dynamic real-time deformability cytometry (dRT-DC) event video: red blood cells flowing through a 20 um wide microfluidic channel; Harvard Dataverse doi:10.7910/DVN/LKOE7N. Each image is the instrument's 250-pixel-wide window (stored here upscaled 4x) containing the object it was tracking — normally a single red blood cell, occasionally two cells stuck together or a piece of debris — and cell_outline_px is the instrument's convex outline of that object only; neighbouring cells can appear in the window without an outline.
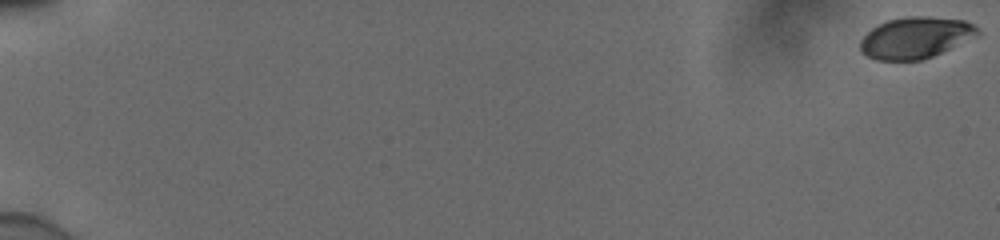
{"species": "human", "species_latin": "Homo sapiens", "temperature_condition": "cold", "stored_images_in_passage": 56, "camera_frame_rate_fps": 3000, "um_per_image_px": 0.085, "donor": {"sex": "male"}, "frame": {"image": 1, "passage_image": 1, "time_ms": 0.0, "image_size_px": [1000, 240], "cell_outline_px": [[980, 32], [976, 36], [932, 56], [920, 60], [876, 60], [868, 56], [860, 48], [860, 40], [872, 28], [888, 20], [904, 16], [928, 16], [964, 20], [972, 24]], "centroid_in_image_um": [77.8, 3.19], "position_along_channel_um": 7.2, "area_um2": 27.92}}
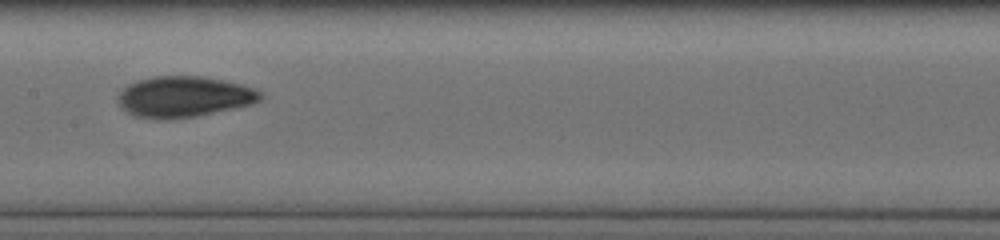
{"frame": {"image": 2, "passage_image": 32, "time_ms": 10.333, "image_size_px": [1000, 240], "cell_outline_px": [[264, 96], [260, 100], [252, 104], [236, 108], [196, 116], [168, 120], [160, 120], [136, 116], [120, 108], [116, 100], [120, 92], [128, 84], [136, 80], [156, 76], [204, 76], [224, 80], [256, 88], [264, 92]], "centroid_in_image_um": [15.65, 8.22], "position_along_channel_um": 191.7, "area_um2": 34.45}}
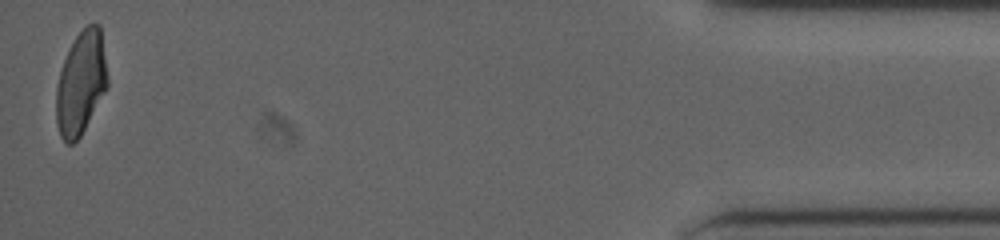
{"frame": {"image": 3, "passage_image": 56, "time_ms": 18.333, "image_size_px": [1000, 240], "cell_outline_px": [[108, 88], [80, 136], [72, 144], [68, 144], [60, 136], [56, 120], [56, 88], [60, 72], [64, 60], [76, 36], [88, 24], [100, 24], [108, 76]], "centroid_in_image_um": [6.9, 7.07], "position_along_channel_um": 428.3, "area_um2": 30.75}, "authors_computed_cell_mechanics": {"area_um2": 31.7611, "velocity_mm_per_s": 3.887, "shape_relaxation_time_tau1_ms": 5.2668, "shape_relaxation_time_tau2_ms": 2.4558, "deformation_change_tau1": 0.1598, "deformation_change_tau2": 0.0694}}